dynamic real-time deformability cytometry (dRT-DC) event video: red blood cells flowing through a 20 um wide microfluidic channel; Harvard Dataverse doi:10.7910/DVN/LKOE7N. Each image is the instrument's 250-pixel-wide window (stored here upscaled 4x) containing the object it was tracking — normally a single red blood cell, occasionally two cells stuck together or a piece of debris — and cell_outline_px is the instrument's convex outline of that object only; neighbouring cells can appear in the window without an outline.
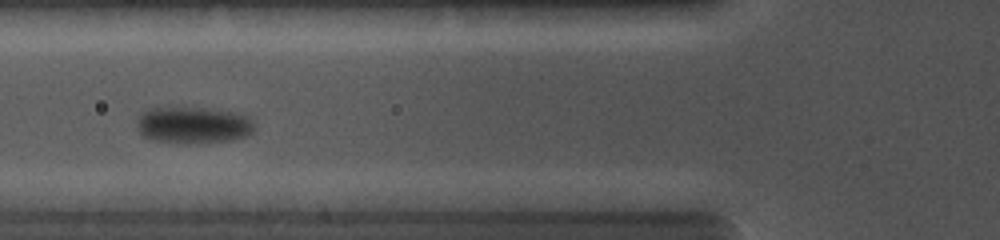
{"species": "common noctule bat (a hibernating species)", "species_latin": "Nyctalus noctula", "temperature_condition": "cold", "stored_images_in_passage": 32, "camera_frame_rate_fps": 5000, "um_per_image_px": 0.085, "animal": {"sex": "female", "body_mass_g": 19.0, "forearm_length_mm": 56.7}, "frame": {"image": 1, "passage_image": 29, "time_ms": 5.4, "image_size_px": [1000, 240], "cell_outline_px": [[252, 132], [248, 136], [232, 140], [188, 144], [152, 140], [144, 136], [136, 128], [136, 124], [140, 112], [148, 108], [168, 104], [176, 104], [244, 112], [252, 120]], "centroid_in_image_um": [16.38, 10.56], "position_along_channel_um": 109.4, "area_um2": 26.65}}